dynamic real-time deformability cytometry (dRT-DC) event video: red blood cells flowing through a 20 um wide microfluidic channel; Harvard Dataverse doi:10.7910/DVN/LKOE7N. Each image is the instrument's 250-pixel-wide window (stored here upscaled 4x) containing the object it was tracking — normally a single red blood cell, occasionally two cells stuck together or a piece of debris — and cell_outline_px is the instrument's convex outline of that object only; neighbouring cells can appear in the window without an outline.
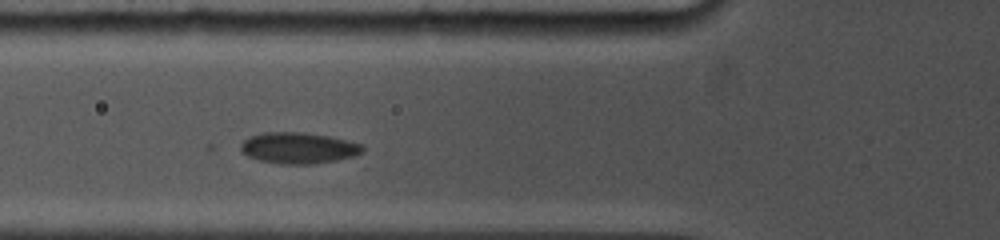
{"species": "common noctule bat (a hibernating species)", "species_latin": "Nyctalus noctula", "temperature_condition": "cold", "stored_images_in_passage": 17, "camera_frame_rate_fps": 5000, "um_per_image_px": 0.085, "animal": {"sex": "female", "body_mass_g": 19.0, "forearm_length_mm": 53.3}, "frame": {"image": 1, "passage_image": 3, "time_ms": 0.8, "image_size_px": [1000, 240], "cell_outline_px": [[364, 152], [356, 156], [336, 160], [312, 164], [280, 164], [260, 160], [248, 156], [240, 148], [240, 144], [248, 136], [260, 132], [304, 132], [328, 136], [348, 140], [360, 144], [364, 148]], "centroid_in_image_um": [25.37, 12.57], "position_along_channel_um": 100.4, "area_um2": 22.25}}
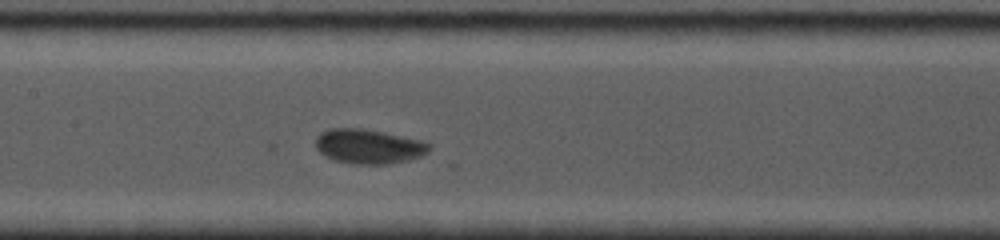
{"frame": {"image": 2, "passage_image": 9, "time_ms": 2.8, "image_size_px": [1000, 240], "cell_outline_px": [[432, 148], [428, 152], [420, 156], [408, 160], [388, 164], [352, 164], [336, 160], [324, 156], [316, 148], [316, 136], [320, 132], [328, 128], [364, 128], [384, 132], [420, 140], [432, 144]], "centroid_in_image_um": [31.33, 12.44], "position_along_channel_um": 176.1, "area_um2": 23.06}}
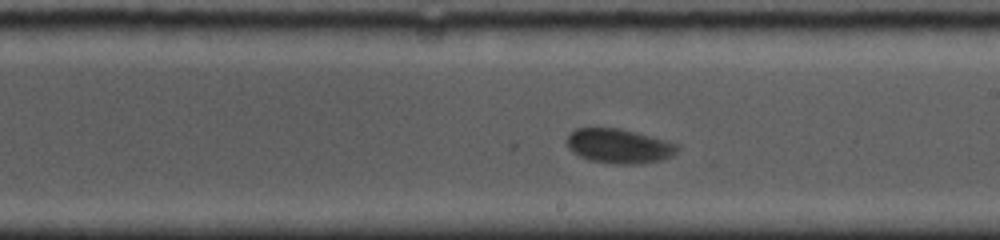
{"frame": {"image": 3, "passage_image": 17, "time_ms": 4.4, "image_size_px": [1000, 240], "cell_outline_px": [[680, 148], [672, 156], [660, 160], [640, 164], [616, 164], [588, 160], [572, 152], [568, 148], [564, 140], [576, 128], [620, 128], [636, 132], [680, 144]], "centroid_in_image_um": [52.61, 12.42], "position_along_channel_um": 236.4, "area_um2": 22.43}}